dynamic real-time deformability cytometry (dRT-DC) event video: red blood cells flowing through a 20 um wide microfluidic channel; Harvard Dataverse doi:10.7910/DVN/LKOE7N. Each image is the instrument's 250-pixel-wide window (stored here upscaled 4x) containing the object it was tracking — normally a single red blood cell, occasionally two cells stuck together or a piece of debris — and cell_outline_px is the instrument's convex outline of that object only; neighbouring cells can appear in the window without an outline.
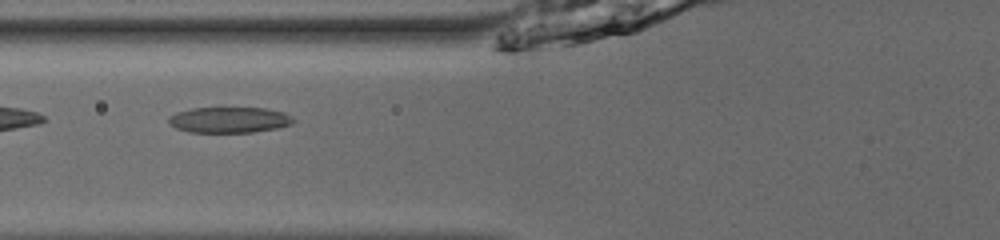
{"species": "common noctule bat (a hibernating species)", "species_latin": "Nyctalus noctula", "temperature_condition": "room temperature", "stored_images_in_passage": 46, "camera_frame_rate_fps": 3000, "um_per_image_px": 0.085, "animal": {"sex": "male", "body_mass_g": 13.0, "forearm_length_mm": 53.1}, "frame": {"image": 1, "passage_image": 16, "time_ms": 5.0, "image_size_px": [1000, 240], "cell_outline_px": [[296, 120], [292, 124], [280, 128], [252, 132], [188, 132], [176, 128], [168, 120], [168, 116], [176, 112], [192, 108], [268, 108], [284, 112], [292, 116]], "centroid_in_image_um": [19.54, 10.19], "position_along_channel_um": 106.3, "area_um2": 18.9}}
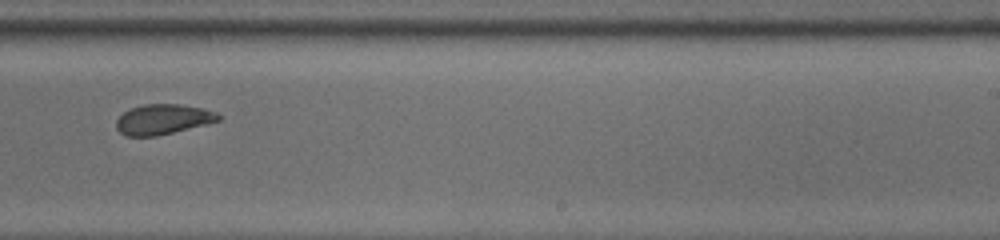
{"frame": {"image": 2, "passage_image": 29, "time_ms": 9.333, "image_size_px": [1000, 240], "cell_outline_px": [[220, 120], [156, 136], [124, 136], [116, 128], [116, 120], [124, 112], [132, 108], [144, 104], [176, 104], [204, 108], [216, 112], [220, 116]], "centroid_in_image_um": [13.82, 10.14], "position_along_channel_um": 275.2, "area_um2": 17.69}}
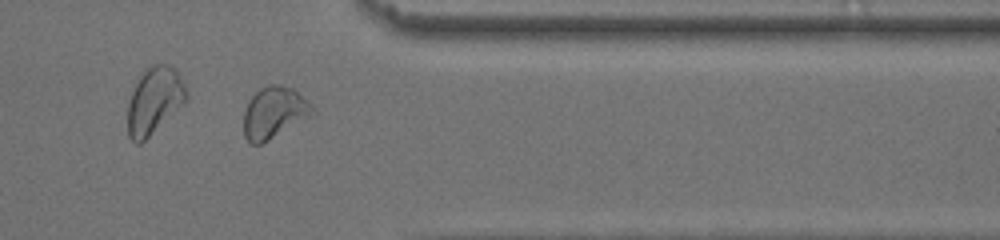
{"frame": {"image": 3, "passage_image": 38, "time_ms": 12.333, "image_size_px": [1000, 240], "cell_outline_px": [[316, 112], [312, 116], [268, 140], [260, 144], [252, 144], [244, 136], [244, 112], [248, 100], [260, 88], [268, 84], [280, 84], [292, 88], [312, 104], [316, 108]], "centroid_in_image_um": [23.32, 9.55], "position_along_channel_um": 388.1, "area_um2": 20.75}, "authors_computed_cell_mechanics": {"area_um2": 20.4034, "velocity_mm_per_s": 3.8896, "shape_relaxation_time_tau1_ms": 3.4002, "shape_relaxation_time_tau2_ms": 1.694, "deformation_change_tau1": 0.1368, "deformation_change_tau2": 0.0707}}